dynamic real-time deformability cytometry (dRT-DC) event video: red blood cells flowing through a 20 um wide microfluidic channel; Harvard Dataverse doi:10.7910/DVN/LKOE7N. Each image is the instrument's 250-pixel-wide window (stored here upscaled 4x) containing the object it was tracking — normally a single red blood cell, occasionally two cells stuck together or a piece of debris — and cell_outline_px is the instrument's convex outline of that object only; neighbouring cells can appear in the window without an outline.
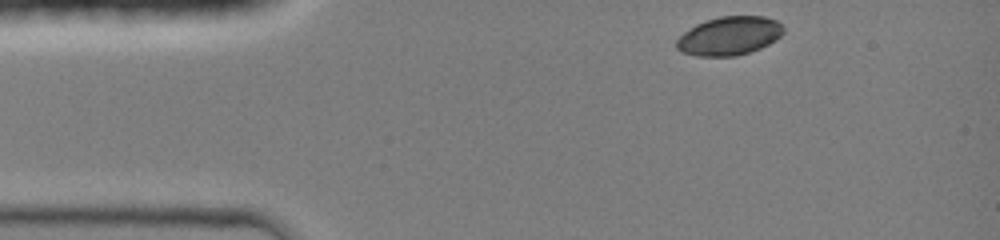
{"species": "common noctule bat (a hibernating species)", "species_latin": "Nyctalus noctula", "temperature_condition": "room temperature", "stored_images_in_passage": 35, "camera_frame_rate_fps": 3000, "um_per_image_px": 0.085, "animal": {"sex": "female", "body_mass_g": 19.0, "forearm_length_mm": 51.5}, "frame": {"image": 1, "passage_image": 1, "time_ms": 0.0, "image_size_px": [1000, 240], "cell_outline_px": [[784, 32], [776, 40], [760, 48], [736, 56], [696, 56], [680, 52], [676, 48], [676, 40], [684, 32], [696, 24], [720, 16], [764, 16], [776, 20], [784, 24]], "centroid_in_image_um": [62.0, 3.05], "position_along_channel_um": 23.0, "area_um2": 24.16}}
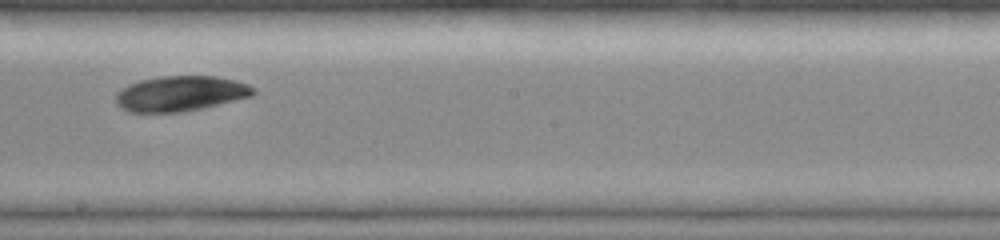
{"frame": {"image": 2, "passage_image": 20, "time_ms": 6.333, "image_size_px": [1000, 240], "cell_outline_px": [[256, 92], [252, 96], [204, 108], [184, 112], [128, 112], [120, 108], [116, 104], [116, 92], [120, 88], [128, 84], [140, 80], [160, 76], [216, 76], [236, 80], [248, 84], [256, 88]], "centroid_in_image_um": [15.34, 7.95], "position_along_channel_um": 232.9, "area_um2": 28.67}}
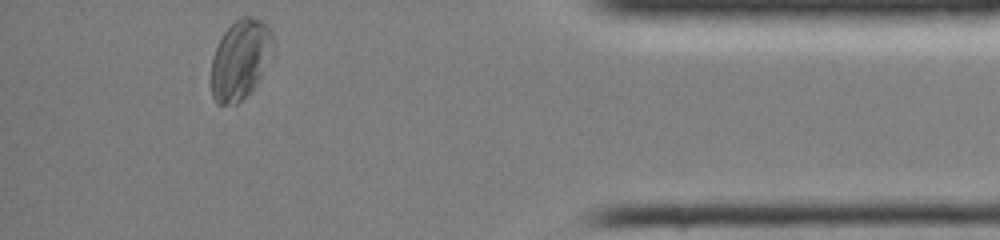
{"frame": {"image": 3, "passage_image": 35, "time_ms": 11.333, "image_size_px": [1000, 240], "cell_outline_px": [[272, 48], [260, 76], [256, 84], [236, 104], [216, 104], [212, 96], [212, 56], [224, 32], [240, 16], [252, 16], [268, 24], [272, 28]], "centroid_in_image_um": [20.41, 5.02], "position_along_channel_um": 414.8, "area_um2": 28.15}, "authors_computed_cell_mechanics": {"area_um2": 28.1486, "velocity_mm_per_s": 4.256, "shape_relaxation_time_tau1_ms": 2.19, "shape_relaxation_time_tau2_ms": null, "deformation_change_tau1": 0.0542, "deformation_change_tau2": null}}